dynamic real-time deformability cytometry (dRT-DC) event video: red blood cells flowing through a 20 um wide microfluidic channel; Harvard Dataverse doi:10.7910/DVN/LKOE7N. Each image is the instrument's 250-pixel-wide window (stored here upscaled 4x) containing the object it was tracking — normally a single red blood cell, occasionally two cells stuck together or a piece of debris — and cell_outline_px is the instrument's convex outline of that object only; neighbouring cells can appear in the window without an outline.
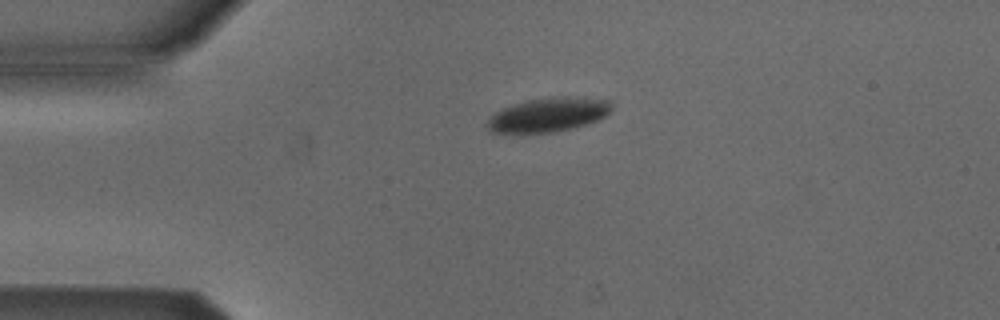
{"species": "Egyptian fruit bat (a non-hibernating species)", "species_latin": "Rousettus aegyptiacus", "temperature_condition": "cold", "stored_images_in_passage": 4, "camera_frame_rate_fps": 3000, "um_per_image_px": 0.085, "animal": {"sex": "male"}, "frame": {"image": 1, "passage_image": 2, "time_ms": 1.0, "image_size_px": [1000, 320], "cell_outline_px": [[612, 108], [600, 120], [572, 128], [552, 132], [492, 132], [488, 128], [488, 120], [496, 112], [512, 104], [524, 100], [552, 96], [584, 96], [608, 100], [612, 104]], "centroid_in_image_um": [46.67, 9.71], "position_along_channel_um": 38.3, "area_um2": 24.74}}